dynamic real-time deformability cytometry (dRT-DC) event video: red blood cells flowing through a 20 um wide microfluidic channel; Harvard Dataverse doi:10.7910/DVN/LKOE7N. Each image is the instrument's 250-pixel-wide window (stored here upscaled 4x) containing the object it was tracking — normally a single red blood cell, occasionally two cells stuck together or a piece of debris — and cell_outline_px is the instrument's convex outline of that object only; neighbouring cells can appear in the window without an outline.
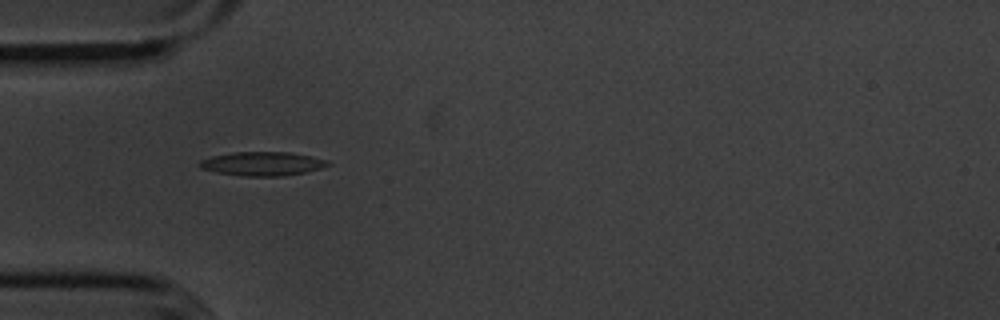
{"species": "common noctule bat (a hibernating species)", "species_latin": "Nyctalus noctula", "temperature_condition": "cold", "stored_images_in_passage": 39, "camera_frame_rate_fps": 3000, "um_per_image_px": 0.085, "animal": {"sex": "male", "body_mass_g": 20.1, "forearm_length_mm": 53.5}, "frame": {"image": 1, "passage_image": 1, "time_ms": 0.0, "image_size_px": [1000, 320], "cell_outline_px": [[332, 164], [320, 168], [304, 172], [280, 176], [244, 176], [216, 172], [200, 168], [196, 164], [200, 160], [212, 156], [232, 152], [288, 152], [328, 160]], "centroid_in_image_um": [22.25, 13.91], "position_along_channel_um": 62.8, "area_um2": 17.74}}
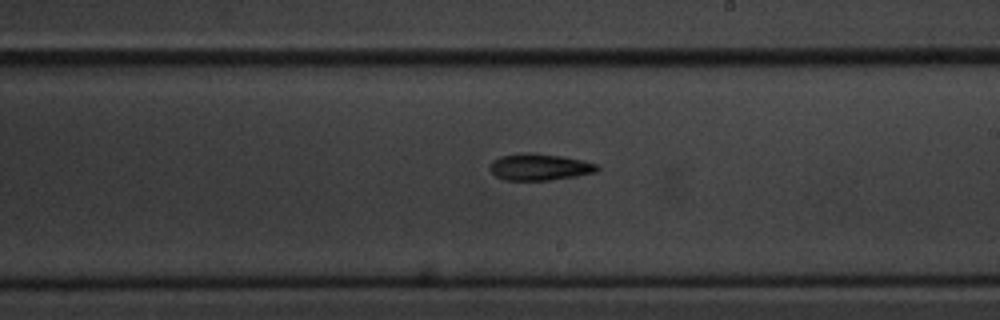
{"frame": {"image": 2, "passage_image": 16, "time_ms": 5.0, "image_size_px": [1000, 320], "cell_outline_px": [[600, 168], [596, 172], [576, 176], [548, 180], [504, 180], [496, 176], [492, 172], [492, 160], [500, 156], [524, 152], [532, 152], [560, 156], [600, 164]], "centroid_in_image_um": [45.89, 14.19], "position_along_channel_um": 243.1, "area_um2": 16.59}}
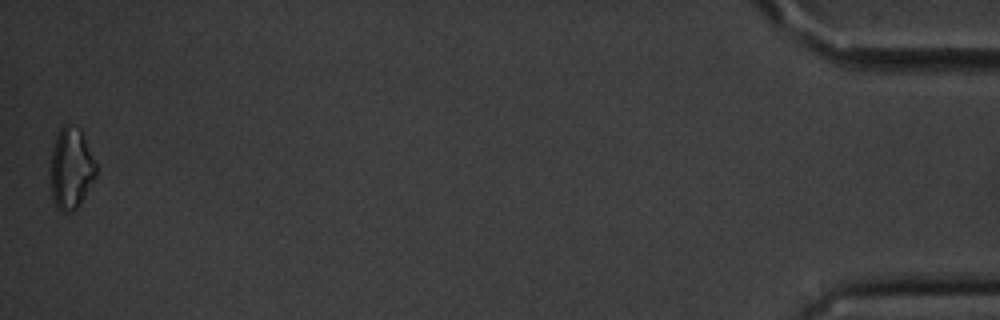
{"frame": {"image": 3, "passage_image": 39, "time_ms": 12.667, "image_size_px": [1000, 320], "cell_outline_px": [[96, 176], [80, 204], [72, 212], [60, 212], [56, 208], [52, 200], [52, 148], [56, 136], [60, 128], [64, 124], [68, 124], [80, 128], [96, 164]], "centroid_in_image_um": [6.05, 14.33], "position_along_channel_um": 429.2, "area_um2": 21.39}, "authors_computed_cell_mechanics": {"area_um2": 16.9932, "velocity_mm_per_s": 3.6307, "shape_relaxation_time_tau1_ms": 8.5703, "shape_relaxation_time_tau2_ms": null, "deformation_change_tau1": 0.1477, "deformation_change_tau2": null}}